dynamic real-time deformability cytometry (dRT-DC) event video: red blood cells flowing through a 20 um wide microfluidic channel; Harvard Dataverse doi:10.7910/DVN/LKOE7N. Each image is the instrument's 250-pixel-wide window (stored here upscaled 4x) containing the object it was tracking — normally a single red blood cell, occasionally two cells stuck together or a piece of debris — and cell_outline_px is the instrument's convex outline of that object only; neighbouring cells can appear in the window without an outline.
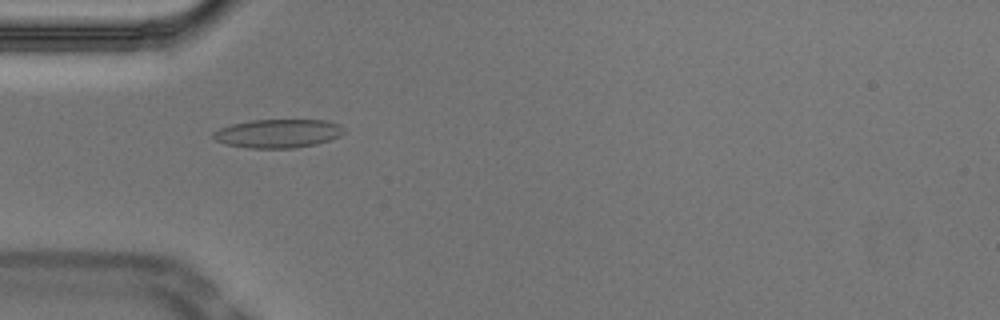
{"species": "Egyptian fruit bat (a non-hibernating species)", "species_latin": "Rousettus aegyptiacus", "temperature_condition": "cold", "stored_images_in_passage": 48, "camera_frame_rate_fps": 3000, "um_per_image_px": 0.085, "animal": {"sex": "male"}, "frame": {"image": 1, "passage_image": 11, "time_ms": 3.333, "image_size_px": [1000, 320], "cell_outline_px": [[344, 132], [340, 136], [316, 144], [292, 148], [248, 148], [228, 144], [216, 140], [212, 136], [212, 132], [220, 128], [232, 124], [252, 120], [328, 120], [340, 124], [344, 128]], "centroid_in_image_um": [23.65, 11.34], "position_along_channel_um": 61.3, "area_um2": 21.73}}
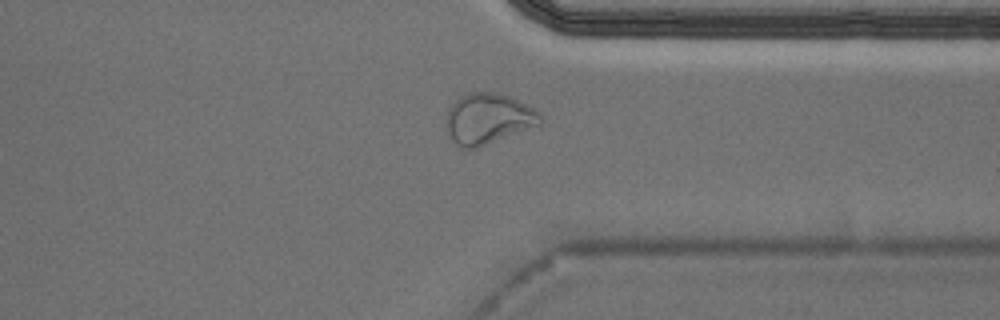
{"frame": {"image": 2, "passage_image": 36, "time_ms": 11.667, "image_size_px": [1000, 320], "cell_outline_px": [[544, 120], [540, 124], [476, 148], [460, 148], [448, 136], [444, 124], [444, 120], [448, 108], [460, 96], [472, 92], [492, 92], [512, 96], [540, 112], [544, 116]], "centroid_in_image_um": [41.46, 10.08], "position_along_channel_um": 369.9, "area_um2": 28.09}}
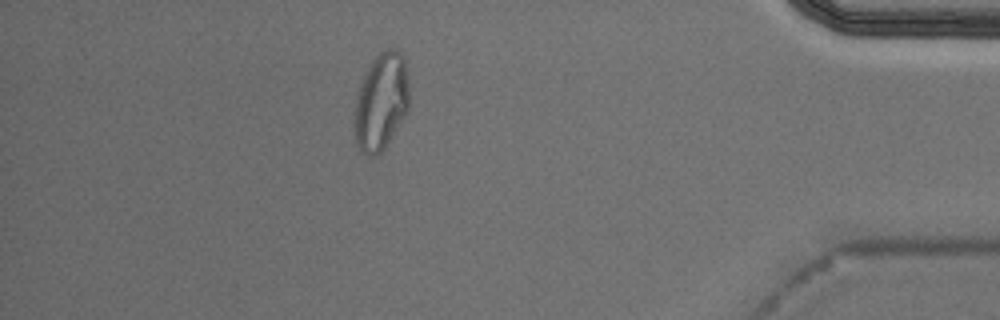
{"frame": {"image": 3, "passage_image": 42, "time_ms": 13.667, "image_size_px": [1000, 320], "cell_outline_px": [[408, 108], [404, 116], [384, 148], [376, 156], [368, 156], [356, 144], [352, 132], [352, 116], [356, 96], [360, 84], [372, 60], [380, 52], [388, 48], [396, 48], [404, 56], [408, 84]], "centroid_in_image_um": [32.34, 8.65], "position_along_channel_um": 402.9, "area_um2": 31.27}, "authors_computed_cell_mechanics": {"area_um2": 21.5594, "velocity_mm_per_s": 3.728, "shape_relaxation_time_tau1_ms": null, "shape_relaxation_time_tau2_ms": 1.9678, "deformation_change_tau1": null, "deformation_change_tau2": 0.0696}}